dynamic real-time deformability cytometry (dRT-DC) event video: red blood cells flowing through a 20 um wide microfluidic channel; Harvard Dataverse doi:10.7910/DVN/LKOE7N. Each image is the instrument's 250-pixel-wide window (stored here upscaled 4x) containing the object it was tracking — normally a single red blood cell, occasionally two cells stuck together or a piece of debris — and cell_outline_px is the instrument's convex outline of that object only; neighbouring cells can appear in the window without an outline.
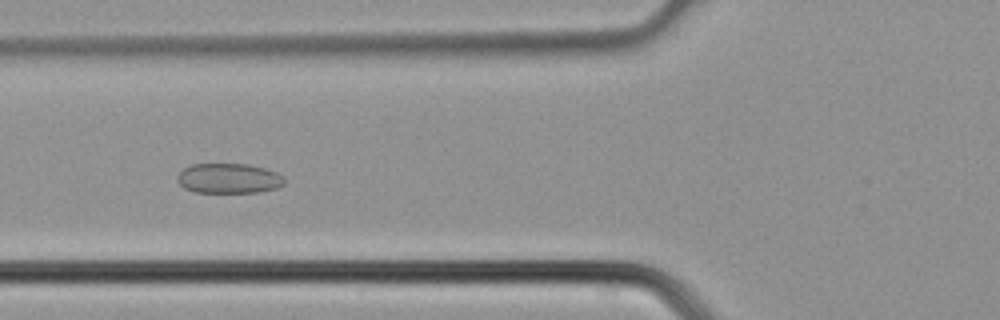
{"species": "common noctule bat (a hibernating species)", "species_latin": "Nyctalus noctula", "temperature_condition": "cold", "stored_images_in_passage": 34, "camera_frame_rate_fps": 3000, "um_per_image_px": 0.085, "animal": {"sex": "male", "body_mass_g": 21.5, "forearm_length_mm": 52.0}, "frame": {"image": 1, "passage_image": 9, "time_ms": 2.667, "image_size_px": [1000, 320], "cell_outline_px": [[284, 184], [276, 188], [260, 192], [196, 192], [184, 188], [176, 180], [176, 176], [184, 168], [192, 164], [248, 164], [264, 168], [276, 172], [284, 176]], "centroid_in_image_um": [19.44, 15.16], "position_along_channel_um": 106.4, "area_um2": 18.73}}
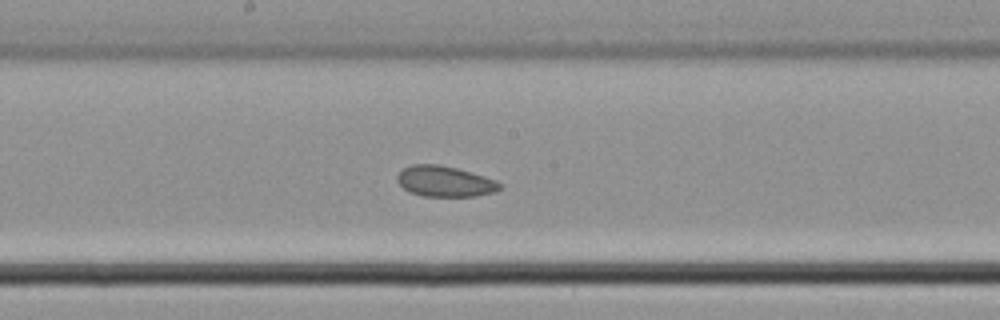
{"frame": {"image": 2, "passage_image": 15, "time_ms": 4.667, "image_size_px": [1000, 320], "cell_outline_px": [[504, 188], [496, 192], [476, 196], [424, 196], [408, 192], [396, 180], [396, 176], [404, 168], [412, 164], [436, 164], [456, 168], [484, 176], [496, 180], [504, 184]], "centroid_in_image_um": [37.85, 15.43], "position_along_channel_um": 210.3, "area_um2": 18.5}}
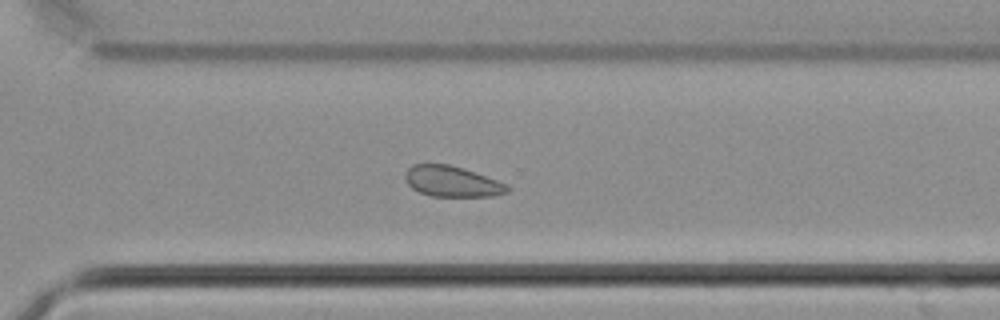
{"frame": {"image": 3, "passage_image": 22, "time_ms": 7.0, "image_size_px": [1000, 320], "cell_outline_px": [[512, 188], [508, 192], [496, 196], [432, 196], [420, 192], [412, 188], [408, 184], [404, 176], [404, 172], [412, 164], [448, 164], [464, 168], [508, 184]], "centroid_in_image_um": [38.44, 15.42], "position_along_channel_um": 332.2, "area_um2": 18.44}}